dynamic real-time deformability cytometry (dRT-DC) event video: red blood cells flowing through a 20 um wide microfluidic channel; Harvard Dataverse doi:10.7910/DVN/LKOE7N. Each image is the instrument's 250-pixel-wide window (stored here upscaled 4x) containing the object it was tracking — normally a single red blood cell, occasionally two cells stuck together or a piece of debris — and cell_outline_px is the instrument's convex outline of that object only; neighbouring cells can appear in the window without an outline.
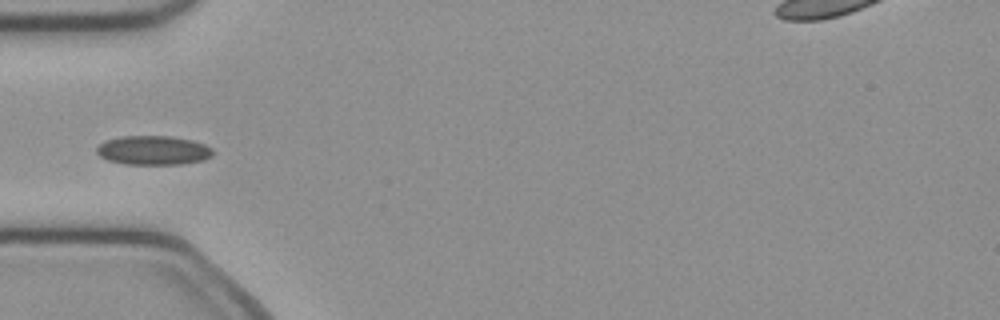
{"species": "common noctule bat (a hibernating species)", "species_latin": "Nyctalus noctula", "temperature_condition": "cold", "stored_images_in_passage": 36, "camera_frame_rate_fps": 3000, "um_per_image_px": 0.085, "animal": {"sex": "female", "body_mass_g": 21.9}, "frame": {"image": 1, "passage_image": 1, "time_ms": 0.0, "image_size_px": [1000, 320], "cell_outline_px": [[212, 156], [204, 160], [184, 164], [124, 164], [108, 160], [100, 156], [96, 152], [96, 148], [104, 140], [120, 136], [168, 136], [192, 140], [204, 144], [212, 148]], "centroid_in_image_um": [13.01, 12.78], "position_along_channel_um": 72.0, "area_um2": 19.83}}
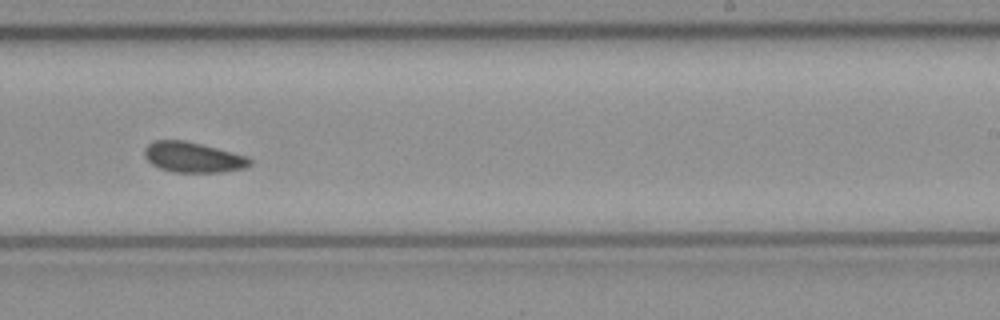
{"frame": {"image": 2, "passage_image": 16, "time_ms": 5.0, "image_size_px": [1000, 320], "cell_outline_px": [[252, 164], [244, 168], [220, 172], [172, 172], [160, 168], [152, 164], [144, 156], [144, 148], [152, 140], [184, 140], [248, 156], [252, 160]], "centroid_in_image_um": [16.39, 13.36], "position_along_channel_um": 272.6, "area_um2": 18.61}}
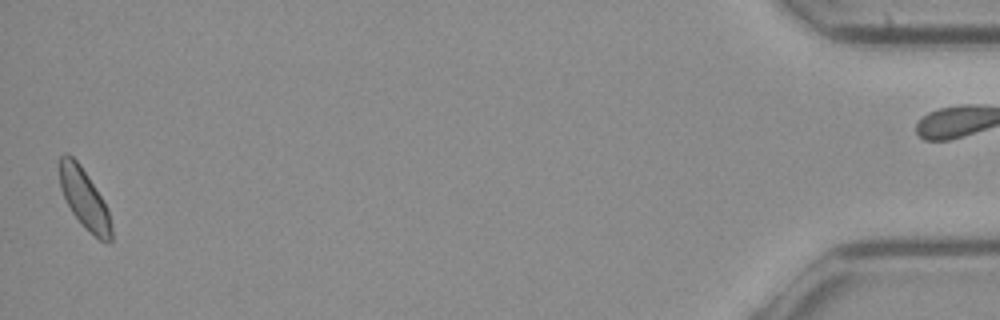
{"frame": {"image": 3, "passage_image": 35, "time_ms": 11.333, "image_size_px": [1000, 320], "cell_outline_px": [[112, 240], [100, 240], [72, 212], [60, 188], [60, 156], [64, 152], [68, 152], [80, 164], [100, 196], [108, 212], [112, 228]], "centroid_in_image_um": [7.14, 16.82], "position_along_channel_um": 428.1, "area_um2": 17.17}}